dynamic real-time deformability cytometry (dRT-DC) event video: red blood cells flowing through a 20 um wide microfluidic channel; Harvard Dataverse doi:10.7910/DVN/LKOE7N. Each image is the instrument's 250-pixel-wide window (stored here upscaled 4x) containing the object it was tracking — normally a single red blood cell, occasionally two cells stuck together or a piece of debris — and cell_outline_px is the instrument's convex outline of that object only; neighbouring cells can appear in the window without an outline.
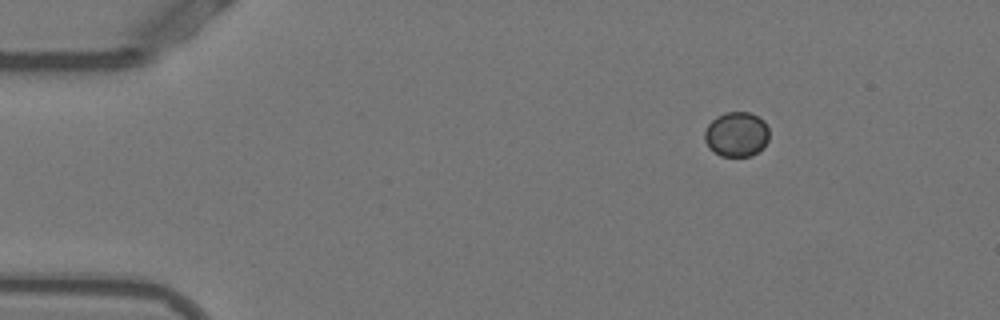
{"species": "Egyptian fruit bat (a non-hibernating species)", "species_latin": "Rousettus aegyptiacus", "temperature_condition": "warm", "stored_images_in_passage": 46, "camera_frame_rate_fps": 3000, "um_per_image_px": 0.085, "animal": {"sex": "female"}, "frame": {"image": 1, "passage_image": 1, "time_ms": 0.0, "image_size_px": [1000, 320], "cell_outline_px": [[768, 140], [752, 156], [720, 156], [708, 148], [704, 140], [704, 132], [708, 124], [716, 116], [724, 112], [748, 112], [764, 120], [768, 128]], "centroid_in_image_um": [62.56, 11.41], "position_along_channel_um": 22.4, "area_um2": 16.88}}
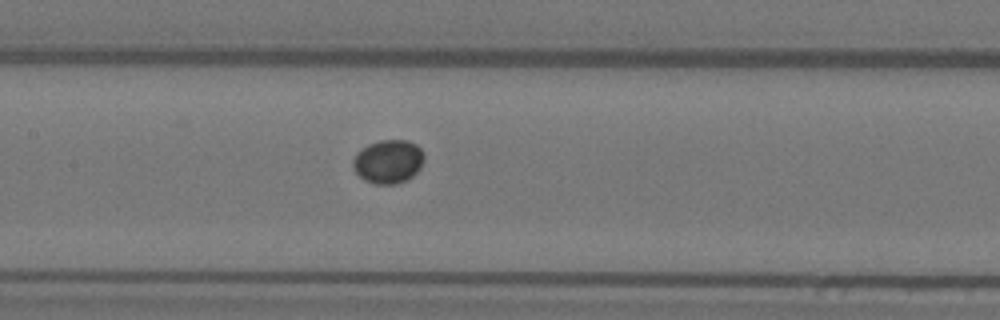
{"frame": {"image": 2, "passage_image": 19, "time_ms": 6.0, "image_size_px": [1000, 320], "cell_outline_px": [[424, 160], [420, 168], [412, 176], [396, 184], [376, 184], [364, 180], [352, 168], [352, 160], [356, 152], [368, 144], [380, 140], [408, 140], [416, 144], [424, 152]], "centroid_in_image_um": [32.99, 13.72], "position_along_channel_um": 174.4, "area_um2": 18.21}}
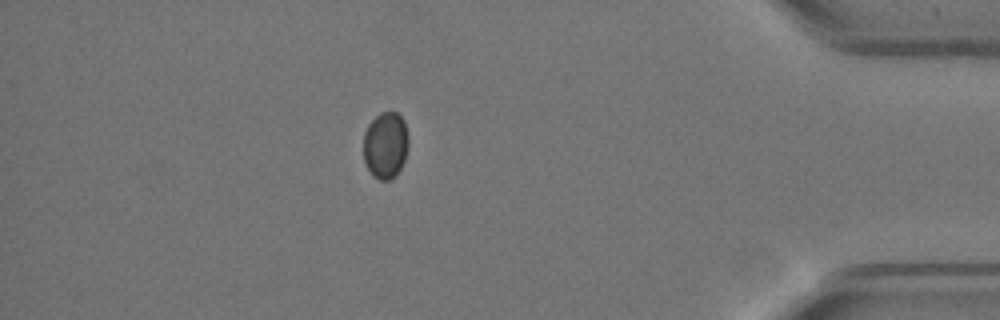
{"frame": {"image": 3, "passage_image": 40, "time_ms": 13.0, "image_size_px": [1000, 320], "cell_outline_px": [[408, 148], [404, 160], [396, 176], [388, 180], [380, 180], [372, 176], [364, 164], [364, 132], [368, 124], [380, 112], [396, 112], [404, 120], [408, 136]], "centroid_in_image_um": [32.76, 12.35], "position_along_channel_um": 402.4, "area_um2": 17.69}}